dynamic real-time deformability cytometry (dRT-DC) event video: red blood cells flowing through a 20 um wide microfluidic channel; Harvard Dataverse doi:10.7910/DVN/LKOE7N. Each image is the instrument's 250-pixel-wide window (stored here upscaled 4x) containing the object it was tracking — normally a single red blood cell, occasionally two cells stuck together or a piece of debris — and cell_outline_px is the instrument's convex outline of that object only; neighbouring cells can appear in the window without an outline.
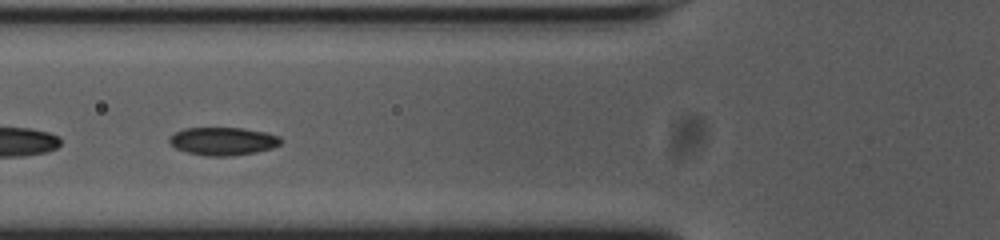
{"species": "common noctule bat (a hibernating species)", "species_latin": "Nyctalus noctula", "temperature_condition": "cold", "stored_images_in_passage": 51, "segment_of_instrument_passage": [2, 2], "camera_frame_rate_fps": 3000, "um_per_image_px": 0.085, "animal": {"sex": "female", "body_mass_g": 23.0, "forearm_length_mm": 53.4}, "frame": {"image": 1, "passage_image": 17, "time_ms": 5.333, "image_size_px": [1000, 240], "cell_outline_px": [[280, 144], [272, 148], [256, 152], [228, 156], [208, 156], [188, 152], [176, 148], [168, 140], [168, 136], [184, 128], [244, 128], [264, 132], [280, 136]], "centroid_in_image_um": [18.94, 11.99], "position_along_channel_um": 106.9, "area_um2": 18.03}}
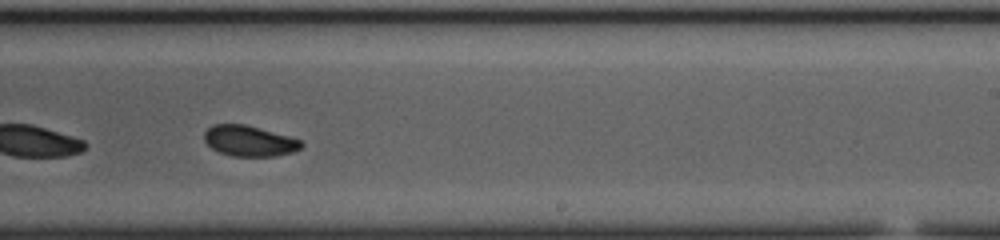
{"frame": {"image": 2, "passage_image": 30, "time_ms": 9.667, "image_size_px": [1000, 240], "cell_outline_px": [[304, 144], [300, 148], [292, 152], [276, 156], [232, 156], [220, 152], [212, 148], [204, 140], [204, 132], [212, 124], [244, 124], [288, 136], [300, 140]], "centroid_in_image_um": [21.17, 11.98], "position_along_channel_um": 267.8, "area_um2": 17.17}}
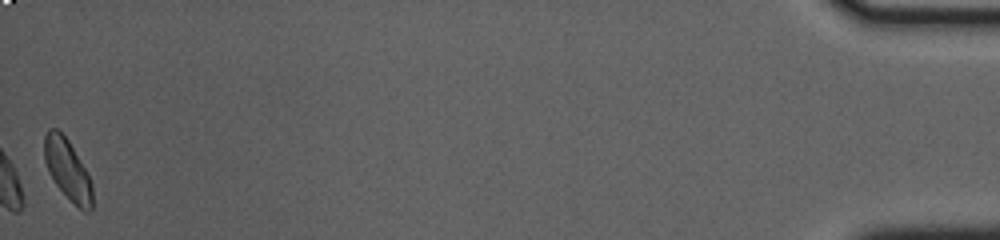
{"frame": {"image": 3, "passage_image": 51, "time_ms": 16.667, "image_size_px": [1000, 240], "cell_outline_px": [[92, 212], [84, 212], [56, 184], [48, 172], [44, 160], [44, 136], [48, 128], [56, 128], [68, 140], [84, 168], [92, 184]], "centroid_in_image_um": [5.72, 14.4], "position_along_channel_um": 429.5, "area_um2": 16.59}}